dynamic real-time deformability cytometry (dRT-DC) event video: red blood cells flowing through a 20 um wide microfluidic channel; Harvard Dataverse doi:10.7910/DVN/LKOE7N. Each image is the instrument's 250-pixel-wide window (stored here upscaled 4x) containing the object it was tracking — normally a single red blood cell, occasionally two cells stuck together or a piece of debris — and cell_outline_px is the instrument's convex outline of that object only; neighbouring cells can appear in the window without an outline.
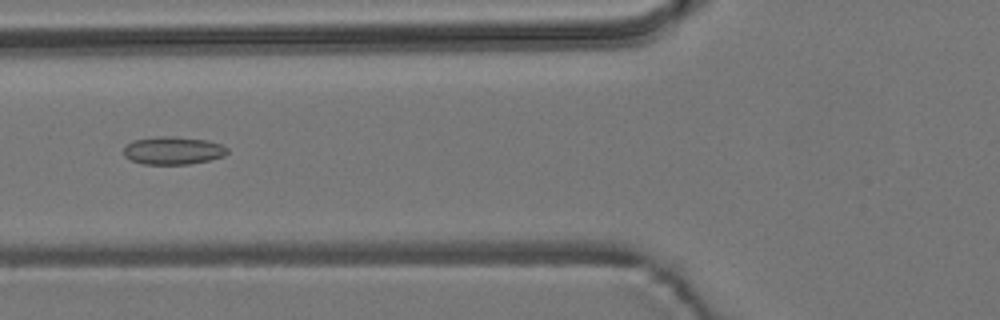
{"species": "common noctule bat (a hibernating species)", "species_latin": "Nyctalus noctula", "temperature_condition": "room temperature", "stored_images_in_passage": 8, "camera_frame_rate_fps": 3000, "um_per_image_px": 0.085, "animal": {"sex": "male", "body_mass_g": 19.2, "forearm_length_mm": 51.8}, "frame": {"image": 1, "passage_image": 5, "time_ms": 5.667, "image_size_px": [1000, 320], "cell_outline_px": [[228, 152], [224, 156], [208, 160], [188, 164], [144, 164], [132, 160], [124, 156], [124, 148], [132, 140], [156, 136], [176, 136], [208, 140], [220, 144], [228, 148]], "centroid_in_image_um": [14.71, 12.78], "position_along_channel_um": 111.1, "area_um2": 16.88}}
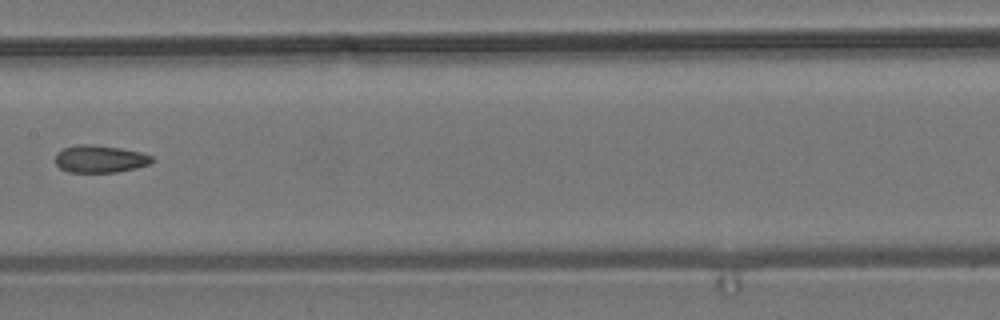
{"frame": {"image": 2, "passage_image": 7, "time_ms": 8.0, "image_size_px": [1000, 320], "cell_outline_px": [[156, 160], [152, 164], [136, 168], [116, 172], [68, 172], [60, 168], [56, 164], [56, 152], [64, 148], [80, 144], [92, 144], [120, 148], [140, 152], [152, 156]], "centroid_in_image_um": [8.53, 13.51], "position_along_channel_um": 198.9, "area_um2": 15.55}}
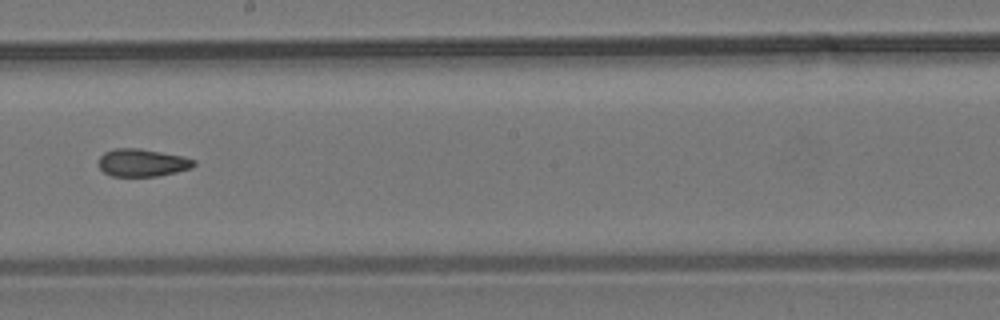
{"frame": {"image": 3, "passage_image": 8, "time_ms": 9.0, "image_size_px": [1000, 320], "cell_outline_px": [[196, 164], [192, 168], [176, 172], [156, 176], [112, 176], [104, 172], [100, 168], [100, 156], [104, 152], [116, 148], [140, 148], [184, 156], [196, 160]], "centroid_in_image_um": [12.13, 13.82], "position_along_channel_um": 236.1, "area_um2": 15.37}}